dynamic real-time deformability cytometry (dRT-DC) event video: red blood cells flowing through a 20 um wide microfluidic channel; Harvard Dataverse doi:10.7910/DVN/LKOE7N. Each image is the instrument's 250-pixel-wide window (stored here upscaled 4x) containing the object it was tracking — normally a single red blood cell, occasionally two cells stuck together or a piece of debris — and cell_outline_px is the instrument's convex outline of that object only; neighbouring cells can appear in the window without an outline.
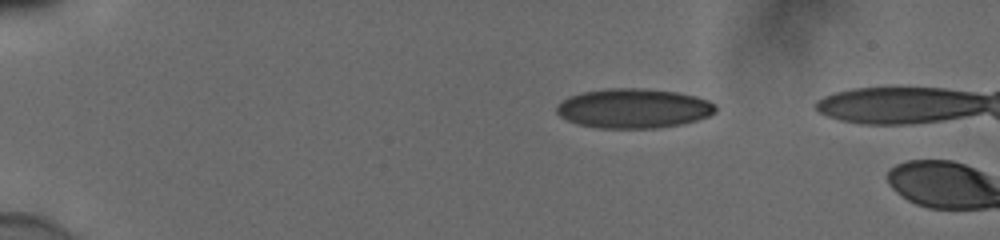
{"species": "human", "species_latin": "Homo sapiens", "temperature_condition": "cold", "stored_images_in_passage": 4, "camera_frame_rate_fps": 3000, "um_per_image_px": 0.085, "donor": {"sex": "male"}, "frame": {"image": 1, "passage_image": 1, "time_ms": 0.0, "image_size_px": [1000, 240], "cell_outline_px": [[716, 112], [708, 116], [696, 120], [680, 124], [656, 128], [596, 128], [580, 124], [568, 120], [560, 116], [556, 112], [556, 104], [568, 96], [580, 92], [608, 88], [644, 88], [676, 92], [696, 96], [708, 100], [716, 104]], "centroid_in_image_um": [53.83, 9.2], "position_along_channel_um": 31.2, "area_um2": 36.82}}